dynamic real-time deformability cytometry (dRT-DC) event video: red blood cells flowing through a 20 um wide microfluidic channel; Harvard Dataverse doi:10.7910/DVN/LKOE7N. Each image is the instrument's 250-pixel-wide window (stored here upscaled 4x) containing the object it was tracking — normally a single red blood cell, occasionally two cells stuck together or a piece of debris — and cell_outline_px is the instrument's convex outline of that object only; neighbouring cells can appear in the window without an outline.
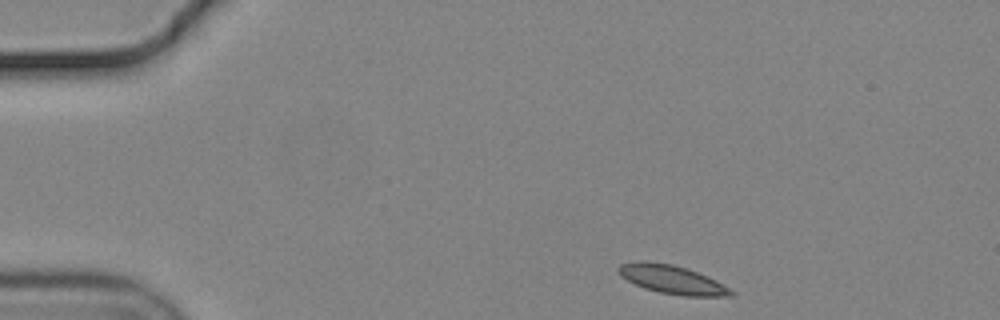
{"species": "common noctule bat (a hibernating species)", "species_latin": "Nyctalus noctula", "temperature_condition": "cold", "stored_images_in_passage": 48, "camera_frame_rate_fps": 3000, "um_per_image_px": 0.085, "animal": {"sex": "male", "body_mass_g": 19.2, "forearm_length_mm": 51.8}, "frame": {"image": 1, "passage_image": 1, "time_ms": 0.0, "image_size_px": [1000, 320], "cell_outline_px": [[736, 296], [684, 296], [660, 292], [644, 288], [620, 276], [616, 272], [616, 268], [620, 264], [632, 260], [648, 260], [672, 264], [688, 268], [708, 276], [716, 280], [736, 292]], "centroid_in_image_um": [57.1, 23.73], "position_along_channel_um": 27.9, "area_um2": 19.19}}
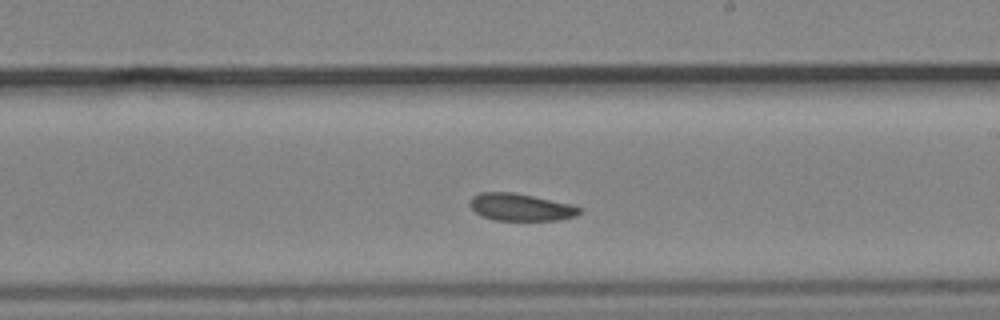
{"frame": {"image": 2, "passage_image": 25, "time_ms": 8.0, "image_size_px": [1000, 320], "cell_outline_px": [[580, 212], [576, 216], [560, 220], [492, 220], [476, 212], [472, 208], [472, 196], [480, 192], [512, 192], [532, 196], [568, 204], [580, 208]], "centroid_in_image_um": [44.25, 17.62], "position_along_channel_um": 244.8, "area_um2": 16.99}}
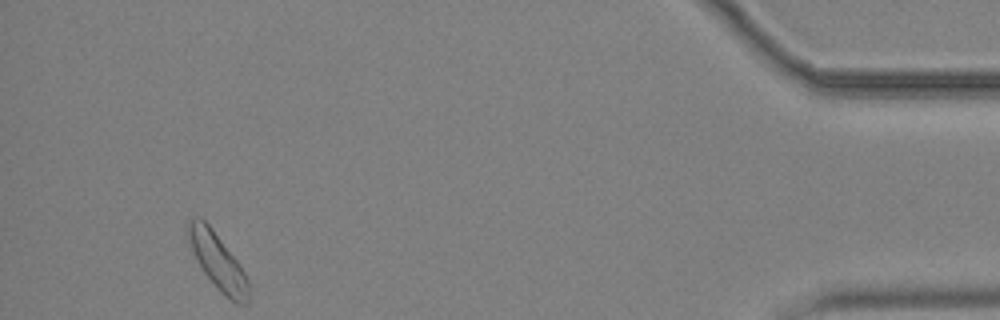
{"frame": {"image": 3, "passage_image": 45, "time_ms": 14.667, "image_size_px": [1000, 320], "cell_outline_px": [[248, 304], [236, 304], [204, 272], [188, 240], [188, 220], [196, 216], [200, 216], [212, 228], [240, 264], [248, 280]], "centroid_in_image_um": [18.52, 22.16], "position_along_channel_um": 416.7, "area_um2": 18.96}, "authors_computed_cell_mechanics": {"area_um2": 18.2648, "velocity_mm_per_s": 3.6137, "shape_relaxation_time_tau1_ms": 4.7987, "shape_relaxation_time_tau2_ms": null, "deformation_change_tau1": 0.0942, "deformation_change_tau2": null}}